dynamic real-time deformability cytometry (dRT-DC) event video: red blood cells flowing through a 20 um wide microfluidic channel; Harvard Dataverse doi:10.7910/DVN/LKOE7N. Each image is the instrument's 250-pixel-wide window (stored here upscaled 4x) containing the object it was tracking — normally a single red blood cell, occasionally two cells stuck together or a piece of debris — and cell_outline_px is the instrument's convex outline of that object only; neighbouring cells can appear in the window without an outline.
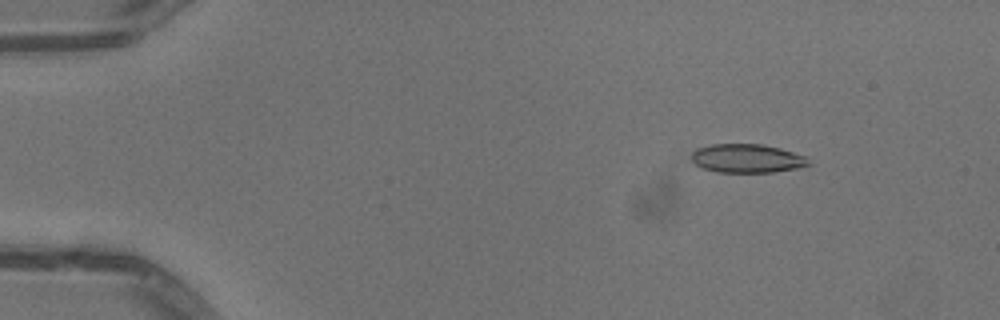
{"species": "common noctule bat (a hibernating species)", "species_latin": "Nyctalus noctula", "temperature_condition": "warm", "stored_images_in_passage": 10, "camera_frame_rate_fps": 3000, "um_per_image_px": 0.085, "animal": {"sex": "male", "body_mass_g": 13.3}, "frame": {"image": 1, "passage_image": 2, "time_ms": 0.333, "image_size_px": [1000, 320], "cell_outline_px": [[812, 164], [796, 168], [772, 172], [716, 172], [676, 164], [680, 156], [696, 148], [712, 144], [764, 144], [780, 148], [808, 156]], "centroid_in_image_um": [63.15, 13.47], "position_along_channel_um": 21.9, "area_um2": 21.39}}